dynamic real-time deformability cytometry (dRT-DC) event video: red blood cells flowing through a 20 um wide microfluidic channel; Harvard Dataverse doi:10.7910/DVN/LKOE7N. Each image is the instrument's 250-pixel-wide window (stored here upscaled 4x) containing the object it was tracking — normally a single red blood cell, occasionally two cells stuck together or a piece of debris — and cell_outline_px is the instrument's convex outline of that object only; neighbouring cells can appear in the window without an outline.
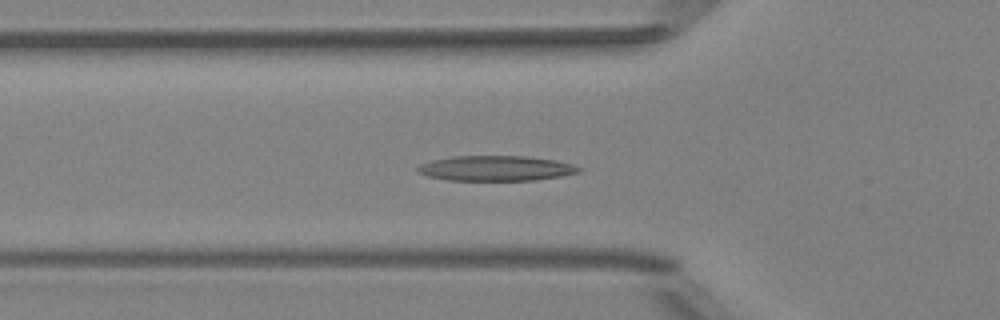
{"species": "Egyptian fruit bat (a non-hibernating species)", "species_latin": "Rousettus aegyptiacus", "temperature_condition": "room temperature", "stored_images_in_passage": 35, "camera_frame_rate_fps": 3000, "um_per_image_px": 0.085, "animal": {"sex": "female"}, "frame": {"image": 1, "passage_image": 2, "time_ms": 0.333, "image_size_px": [1000, 320], "cell_outline_px": [[584, 168], [580, 172], [560, 176], [532, 180], [448, 180], [428, 176], [416, 172], [416, 168], [420, 164], [432, 160], [452, 156], [524, 156], [556, 160], [572, 164]], "centroid_in_image_um": [42.14, 14.3], "position_along_channel_um": 83.7, "area_um2": 23.64}}
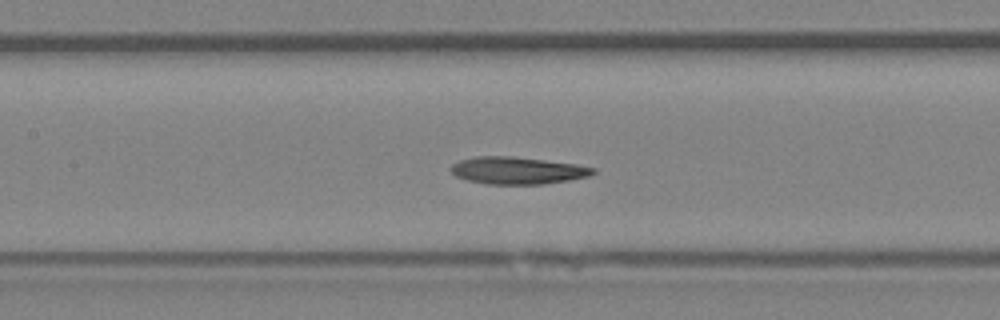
{"frame": {"image": 2, "passage_image": 8, "time_ms": 2.333, "image_size_px": [1000, 320], "cell_outline_px": [[596, 172], [588, 176], [568, 180], [544, 184], [488, 184], [468, 180], [456, 176], [448, 168], [452, 164], [460, 160], [476, 156], [512, 156], [576, 164], [596, 168]], "centroid_in_image_um": [43.97, 14.49], "position_along_channel_um": 163.4, "area_um2": 22.48}}
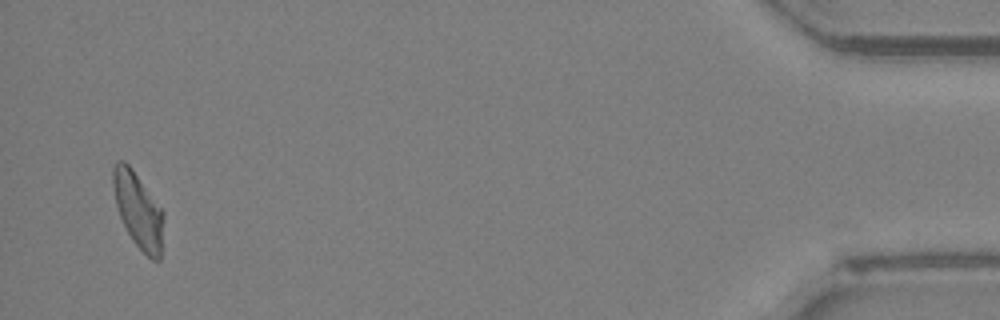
{"frame": {"image": 3, "passage_image": 34, "time_ms": 11.0, "image_size_px": [1000, 320], "cell_outline_px": [[164, 216], [160, 260], [152, 260], [132, 240], [120, 216], [116, 204], [112, 184], [112, 168], [116, 160], [124, 160], [132, 168], [164, 212]], "centroid_in_image_um": [11.74, 17.83], "position_along_channel_um": 423.5, "area_um2": 22.08}}